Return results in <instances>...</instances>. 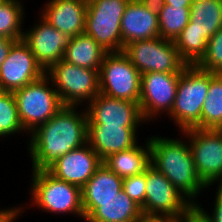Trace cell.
I'll return each instance as SVG.
<instances>
[{
  "mask_svg": "<svg viewBox=\"0 0 222 222\" xmlns=\"http://www.w3.org/2000/svg\"><path fill=\"white\" fill-rule=\"evenodd\" d=\"M122 190L123 178L117 176L102 163L81 188L84 220L98 208V201L114 199Z\"/></svg>",
  "mask_w": 222,
  "mask_h": 222,
  "instance_id": "20",
  "label": "cell"
},
{
  "mask_svg": "<svg viewBox=\"0 0 222 222\" xmlns=\"http://www.w3.org/2000/svg\"><path fill=\"white\" fill-rule=\"evenodd\" d=\"M123 53L140 72L180 74L187 64L180 58L173 40L162 37L139 40L124 46Z\"/></svg>",
  "mask_w": 222,
  "mask_h": 222,
  "instance_id": "8",
  "label": "cell"
},
{
  "mask_svg": "<svg viewBox=\"0 0 222 222\" xmlns=\"http://www.w3.org/2000/svg\"><path fill=\"white\" fill-rule=\"evenodd\" d=\"M77 106H64L52 118L39 125L28 145L32 171L47 170L61 156L87 143L88 115Z\"/></svg>",
  "mask_w": 222,
  "mask_h": 222,
  "instance_id": "1",
  "label": "cell"
},
{
  "mask_svg": "<svg viewBox=\"0 0 222 222\" xmlns=\"http://www.w3.org/2000/svg\"><path fill=\"white\" fill-rule=\"evenodd\" d=\"M177 220L168 216H156L142 214L136 222H176Z\"/></svg>",
  "mask_w": 222,
  "mask_h": 222,
  "instance_id": "36",
  "label": "cell"
},
{
  "mask_svg": "<svg viewBox=\"0 0 222 222\" xmlns=\"http://www.w3.org/2000/svg\"><path fill=\"white\" fill-rule=\"evenodd\" d=\"M22 0H4L0 4V34L11 40L23 38L24 7Z\"/></svg>",
  "mask_w": 222,
  "mask_h": 222,
  "instance_id": "28",
  "label": "cell"
},
{
  "mask_svg": "<svg viewBox=\"0 0 222 222\" xmlns=\"http://www.w3.org/2000/svg\"><path fill=\"white\" fill-rule=\"evenodd\" d=\"M179 220L181 222H211L197 205H192Z\"/></svg>",
  "mask_w": 222,
  "mask_h": 222,
  "instance_id": "33",
  "label": "cell"
},
{
  "mask_svg": "<svg viewBox=\"0 0 222 222\" xmlns=\"http://www.w3.org/2000/svg\"><path fill=\"white\" fill-rule=\"evenodd\" d=\"M39 21V24H34L33 28L23 33L22 40L46 71L51 65L63 59L69 38L51 26L42 16Z\"/></svg>",
  "mask_w": 222,
  "mask_h": 222,
  "instance_id": "16",
  "label": "cell"
},
{
  "mask_svg": "<svg viewBox=\"0 0 222 222\" xmlns=\"http://www.w3.org/2000/svg\"><path fill=\"white\" fill-rule=\"evenodd\" d=\"M6 93L5 89L3 88L2 84L0 83V98Z\"/></svg>",
  "mask_w": 222,
  "mask_h": 222,
  "instance_id": "39",
  "label": "cell"
},
{
  "mask_svg": "<svg viewBox=\"0 0 222 222\" xmlns=\"http://www.w3.org/2000/svg\"><path fill=\"white\" fill-rule=\"evenodd\" d=\"M216 195H215V203L212 215L207 213L200 204H196L210 219L211 222H222V186L218 185Z\"/></svg>",
  "mask_w": 222,
  "mask_h": 222,
  "instance_id": "32",
  "label": "cell"
},
{
  "mask_svg": "<svg viewBox=\"0 0 222 222\" xmlns=\"http://www.w3.org/2000/svg\"><path fill=\"white\" fill-rule=\"evenodd\" d=\"M174 43L180 58L187 65H196L207 51L208 39L197 30H182Z\"/></svg>",
  "mask_w": 222,
  "mask_h": 222,
  "instance_id": "27",
  "label": "cell"
},
{
  "mask_svg": "<svg viewBox=\"0 0 222 222\" xmlns=\"http://www.w3.org/2000/svg\"><path fill=\"white\" fill-rule=\"evenodd\" d=\"M130 0H88L85 33L105 51L121 52V19Z\"/></svg>",
  "mask_w": 222,
  "mask_h": 222,
  "instance_id": "7",
  "label": "cell"
},
{
  "mask_svg": "<svg viewBox=\"0 0 222 222\" xmlns=\"http://www.w3.org/2000/svg\"><path fill=\"white\" fill-rule=\"evenodd\" d=\"M31 196L34 204L50 213H73L83 218L81 188L60 180L47 170L32 171Z\"/></svg>",
  "mask_w": 222,
  "mask_h": 222,
  "instance_id": "5",
  "label": "cell"
},
{
  "mask_svg": "<svg viewBox=\"0 0 222 222\" xmlns=\"http://www.w3.org/2000/svg\"><path fill=\"white\" fill-rule=\"evenodd\" d=\"M21 207L0 210V222H14L20 216ZM19 215V216H18ZM15 219V220H14Z\"/></svg>",
  "mask_w": 222,
  "mask_h": 222,
  "instance_id": "34",
  "label": "cell"
},
{
  "mask_svg": "<svg viewBox=\"0 0 222 222\" xmlns=\"http://www.w3.org/2000/svg\"><path fill=\"white\" fill-rule=\"evenodd\" d=\"M137 127L88 125L87 143L102 160L137 145Z\"/></svg>",
  "mask_w": 222,
  "mask_h": 222,
  "instance_id": "18",
  "label": "cell"
},
{
  "mask_svg": "<svg viewBox=\"0 0 222 222\" xmlns=\"http://www.w3.org/2000/svg\"><path fill=\"white\" fill-rule=\"evenodd\" d=\"M222 28V0L191 2L190 20L183 30H197L208 40Z\"/></svg>",
  "mask_w": 222,
  "mask_h": 222,
  "instance_id": "24",
  "label": "cell"
},
{
  "mask_svg": "<svg viewBox=\"0 0 222 222\" xmlns=\"http://www.w3.org/2000/svg\"><path fill=\"white\" fill-rule=\"evenodd\" d=\"M15 42V40L11 39H5L1 44H0V66L1 64L5 61L7 54L12 46V44Z\"/></svg>",
  "mask_w": 222,
  "mask_h": 222,
  "instance_id": "37",
  "label": "cell"
},
{
  "mask_svg": "<svg viewBox=\"0 0 222 222\" xmlns=\"http://www.w3.org/2000/svg\"><path fill=\"white\" fill-rule=\"evenodd\" d=\"M99 89L109 97L139 102L141 74L123 51L104 56L99 70Z\"/></svg>",
  "mask_w": 222,
  "mask_h": 222,
  "instance_id": "9",
  "label": "cell"
},
{
  "mask_svg": "<svg viewBox=\"0 0 222 222\" xmlns=\"http://www.w3.org/2000/svg\"><path fill=\"white\" fill-rule=\"evenodd\" d=\"M138 1L156 15L159 14L161 8L165 5V0H138Z\"/></svg>",
  "mask_w": 222,
  "mask_h": 222,
  "instance_id": "35",
  "label": "cell"
},
{
  "mask_svg": "<svg viewBox=\"0 0 222 222\" xmlns=\"http://www.w3.org/2000/svg\"><path fill=\"white\" fill-rule=\"evenodd\" d=\"M146 140L144 148L137 144L128 150L110 154L103 164L121 178L144 173L151 165L150 143L148 138Z\"/></svg>",
  "mask_w": 222,
  "mask_h": 222,
  "instance_id": "22",
  "label": "cell"
},
{
  "mask_svg": "<svg viewBox=\"0 0 222 222\" xmlns=\"http://www.w3.org/2000/svg\"><path fill=\"white\" fill-rule=\"evenodd\" d=\"M193 204L153 166L146 169L145 215L168 216L179 220Z\"/></svg>",
  "mask_w": 222,
  "mask_h": 222,
  "instance_id": "11",
  "label": "cell"
},
{
  "mask_svg": "<svg viewBox=\"0 0 222 222\" xmlns=\"http://www.w3.org/2000/svg\"><path fill=\"white\" fill-rule=\"evenodd\" d=\"M190 20V7L171 6L165 4L159 14L160 37L175 40Z\"/></svg>",
  "mask_w": 222,
  "mask_h": 222,
  "instance_id": "26",
  "label": "cell"
},
{
  "mask_svg": "<svg viewBox=\"0 0 222 222\" xmlns=\"http://www.w3.org/2000/svg\"><path fill=\"white\" fill-rule=\"evenodd\" d=\"M191 0H165V4L171 6L191 7Z\"/></svg>",
  "mask_w": 222,
  "mask_h": 222,
  "instance_id": "38",
  "label": "cell"
},
{
  "mask_svg": "<svg viewBox=\"0 0 222 222\" xmlns=\"http://www.w3.org/2000/svg\"><path fill=\"white\" fill-rule=\"evenodd\" d=\"M26 132L21 125L13 92H6L0 98V137Z\"/></svg>",
  "mask_w": 222,
  "mask_h": 222,
  "instance_id": "29",
  "label": "cell"
},
{
  "mask_svg": "<svg viewBox=\"0 0 222 222\" xmlns=\"http://www.w3.org/2000/svg\"><path fill=\"white\" fill-rule=\"evenodd\" d=\"M103 160L86 143L61 156L47 171L56 178L82 188Z\"/></svg>",
  "mask_w": 222,
  "mask_h": 222,
  "instance_id": "15",
  "label": "cell"
},
{
  "mask_svg": "<svg viewBox=\"0 0 222 222\" xmlns=\"http://www.w3.org/2000/svg\"><path fill=\"white\" fill-rule=\"evenodd\" d=\"M107 53L90 35L84 32L68 39L62 60L78 67L100 70Z\"/></svg>",
  "mask_w": 222,
  "mask_h": 222,
  "instance_id": "21",
  "label": "cell"
},
{
  "mask_svg": "<svg viewBox=\"0 0 222 222\" xmlns=\"http://www.w3.org/2000/svg\"><path fill=\"white\" fill-rule=\"evenodd\" d=\"M142 214L141 207L122 190L114 199L98 201L86 222H136Z\"/></svg>",
  "mask_w": 222,
  "mask_h": 222,
  "instance_id": "23",
  "label": "cell"
},
{
  "mask_svg": "<svg viewBox=\"0 0 222 222\" xmlns=\"http://www.w3.org/2000/svg\"><path fill=\"white\" fill-rule=\"evenodd\" d=\"M50 84L52 81L44 74L41 78L13 92L19 120L28 134L64 107L56 89H53V84L51 87Z\"/></svg>",
  "mask_w": 222,
  "mask_h": 222,
  "instance_id": "4",
  "label": "cell"
},
{
  "mask_svg": "<svg viewBox=\"0 0 222 222\" xmlns=\"http://www.w3.org/2000/svg\"><path fill=\"white\" fill-rule=\"evenodd\" d=\"M196 66L203 71L222 74V28L208 40L207 51Z\"/></svg>",
  "mask_w": 222,
  "mask_h": 222,
  "instance_id": "30",
  "label": "cell"
},
{
  "mask_svg": "<svg viewBox=\"0 0 222 222\" xmlns=\"http://www.w3.org/2000/svg\"><path fill=\"white\" fill-rule=\"evenodd\" d=\"M86 111L88 125L138 127L140 123H145L139 102L117 99L101 93L86 105Z\"/></svg>",
  "mask_w": 222,
  "mask_h": 222,
  "instance_id": "14",
  "label": "cell"
},
{
  "mask_svg": "<svg viewBox=\"0 0 222 222\" xmlns=\"http://www.w3.org/2000/svg\"><path fill=\"white\" fill-rule=\"evenodd\" d=\"M148 141L151 166L162 173L193 205H196L198 202L197 200L195 202L196 197L207 187L198 177L188 141L161 136L149 137Z\"/></svg>",
  "mask_w": 222,
  "mask_h": 222,
  "instance_id": "2",
  "label": "cell"
},
{
  "mask_svg": "<svg viewBox=\"0 0 222 222\" xmlns=\"http://www.w3.org/2000/svg\"><path fill=\"white\" fill-rule=\"evenodd\" d=\"M45 74L64 106L87 104L99 93V70L78 67L64 60L51 65Z\"/></svg>",
  "mask_w": 222,
  "mask_h": 222,
  "instance_id": "6",
  "label": "cell"
},
{
  "mask_svg": "<svg viewBox=\"0 0 222 222\" xmlns=\"http://www.w3.org/2000/svg\"><path fill=\"white\" fill-rule=\"evenodd\" d=\"M179 76L166 72L141 74L139 107L145 122L163 112L169 116L174 106Z\"/></svg>",
  "mask_w": 222,
  "mask_h": 222,
  "instance_id": "12",
  "label": "cell"
},
{
  "mask_svg": "<svg viewBox=\"0 0 222 222\" xmlns=\"http://www.w3.org/2000/svg\"><path fill=\"white\" fill-rule=\"evenodd\" d=\"M181 133L188 137L202 183L208 188L218 181L222 186V130L191 128Z\"/></svg>",
  "mask_w": 222,
  "mask_h": 222,
  "instance_id": "10",
  "label": "cell"
},
{
  "mask_svg": "<svg viewBox=\"0 0 222 222\" xmlns=\"http://www.w3.org/2000/svg\"><path fill=\"white\" fill-rule=\"evenodd\" d=\"M123 49L129 43L160 37L158 15L138 0H130L121 19Z\"/></svg>",
  "mask_w": 222,
  "mask_h": 222,
  "instance_id": "19",
  "label": "cell"
},
{
  "mask_svg": "<svg viewBox=\"0 0 222 222\" xmlns=\"http://www.w3.org/2000/svg\"><path fill=\"white\" fill-rule=\"evenodd\" d=\"M123 191L142 208L146 195V171L142 174L123 178Z\"/></svg>",
  "mask_w": 222,
  "mask_h": 222,
  "instance_id": "31",
  "label": "cell"
},
{
  "mask_svg": "<svg viewBox=\"0 0 222 222\" xmlns=\"http://www.w3.org/2000/svg\"><path fill=\"white\" fill-rule=\"evenodd\" d=\"M209 89V72L187 65L179 76L174 106L170 112L180 132L201 129V109Z\"/></svg>",
  "mask_w": 222,
  "mask_h": 222,
  "instance_id": "3",
  "label": "cell"
},
{
  "mask_svg": "<svg viewBox=\"0 0 222 222\" xmlns=\"http://www.w3.org/2000/svg\"><path fill=\"white\" fill-rule=\"evenodd\" d=\"M6 38L3 37L1 34H0V44L5 40Z\"/></svg>",
  "mask_w": 222,
  "mask_h": 222,
  "instance_id": "40",
  "label": "cell"
},
{
  "mask_svg": "<svg viewBox=\"0 0 222 222\" xmlns=\"http://www.w3.org/2000/svg\"><path fill=\"white\" fill-rule=\"evenodd\" d=\"M42 9V17L68 38L85 32L88 0H50Z\"/></svg>",
  "mask_w": 222,
  "mask_h": 222,
  "instance_id": "17",
  "label": "cell"
},
{
  "mask_svg": "<svg viewBox=\"0 0 222 222\" xmlns=\"http://www.w3.org/2000/svg\"><path fill=\"white\" fill-rule=\"evenodd\" d=\"M201 129L222 130V74L209 72V89L201 109Z\"/></svg>",
  "mask_w": 222,
  "mask_h": 222,
  "instance_id": "25",
  "label": "cell"
},
{
  "mask_svg": "<svg viewBox=\"0 0 222 222\" xmlns=\"http://www.w3.org/2000/svg\"><path fill=\"white\" fill-rule=\"evenodd\" d=\"M44 74L45 70L21 39L12 44L5 61L0 66V83L6 92H14Z\"/></svg>",
  "mask_w": 222,
  "mask_h": 222,
  "instance_id": "13",
  "label": "cell"
}]
</instances>
